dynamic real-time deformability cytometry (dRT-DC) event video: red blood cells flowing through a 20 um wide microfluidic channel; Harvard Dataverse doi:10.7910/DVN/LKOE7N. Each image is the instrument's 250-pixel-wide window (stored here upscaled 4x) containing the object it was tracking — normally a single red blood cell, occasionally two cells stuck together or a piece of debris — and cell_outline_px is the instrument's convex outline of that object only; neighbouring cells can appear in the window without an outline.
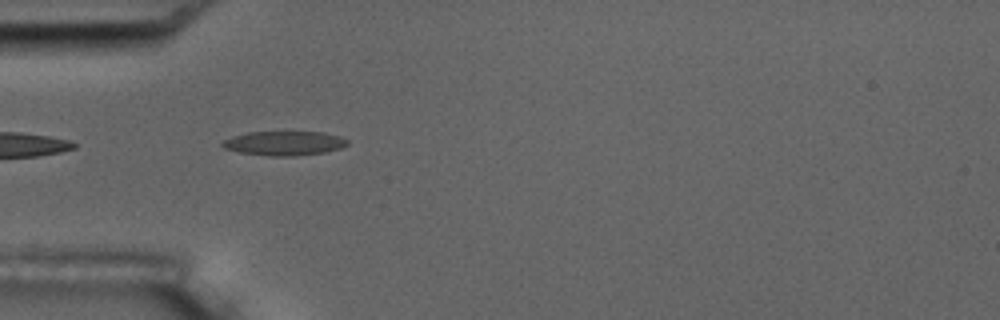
{"species": "common noctule bat (a hibernating species)", "species_latin": "Nyctalus noctula", "temperature_condition": "room temperature", "stored_images_in_passage": 5, "segment_of_instrument_passage": [2, 2], "camera_frame_rate_fps": 3000, "um_per_image_px": 0.085, "animal": {"sex": "male", "body_mass_g": 17.5, "forearm_length_mm": 52.3}, "frame": {"image": 1, "passage_image": 4, "time_ms": 3.667, "image_size_px": [1000, 320], "cell_outline_px": [[348, 144], [340, 148], [324, 152], [296, 156], [272, 156], [240, 152], [224, 148], [220, 144], [224, 140], [232, 136], [248, 132], [324, 132], [340, 136], [348, 140]], "centroid_in_image_um": [24.16, 12.17], "position_along_channel_um": 60.8, "area_um2": 17.63}}